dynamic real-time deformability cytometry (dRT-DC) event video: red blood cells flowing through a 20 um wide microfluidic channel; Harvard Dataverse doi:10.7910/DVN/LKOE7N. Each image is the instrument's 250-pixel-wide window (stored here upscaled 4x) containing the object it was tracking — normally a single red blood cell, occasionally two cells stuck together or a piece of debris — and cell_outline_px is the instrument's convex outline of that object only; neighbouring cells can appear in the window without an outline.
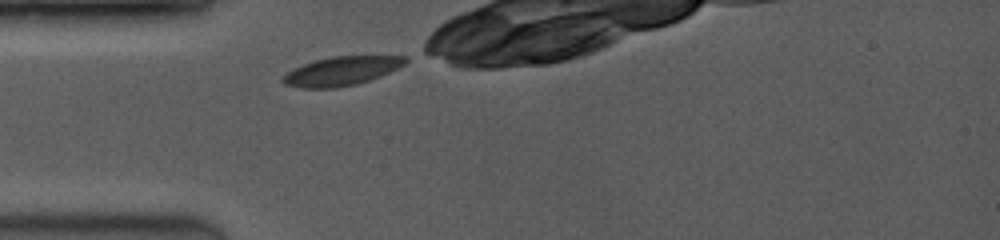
{"species": "common noctule bat (a hibernating species)", "species_latin": "Nyctalus noctula", "temperature_condition": "room temperature", "stored_images_in_passage": 31, "camera_frame_rate_fps": 3500, "um_per_image_px": 0.085, "animal": {"sex": "female", "body_mass_g": 19.0, "forearm_length_mm": 53.3}, "frame": {"image": 1, "passage_image": 1, "time_ms": 0.0, "image_size_px": [1000, 240], "cell_outline_px": [[408, 60], [404, 64], [380, 76], [356, 84], [336, 88], [300, 88], [284, 84], [280, 80], [288, 72], [304, 64], [316, 60], [332, 56], [408, 56]], "centroid_in_image_um": [29.01, 6.04], "position_along_channel_um": 56.0, "area_um2": 20.35}}
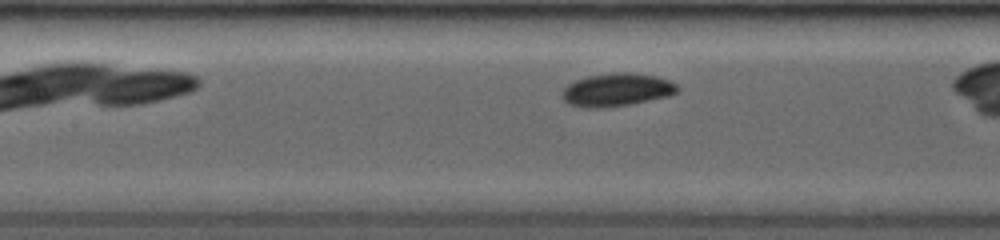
{"frame": {"image": 2, "passage_image": 11, "time_ms": 2.571, "image_size_px": [1000, 240], "cell_outline_px": [[680, 88], [676, 92], [668, 96], [628, 104], [600, 108], [580, 108], [568, 104], [564, 100], [564, 88], [568, 84], [576, 80], [588, 76], [612, 72], [628, 72], [656, 76], [668, 80], [676, 84]], "centroid_in_image_um": [52.41, 7.63], "position_along_channel_um": 155.0, "area_um2": 22.02}}
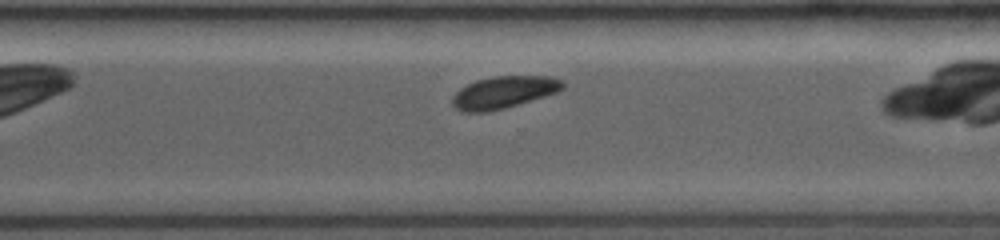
{"frame": {"image": 3, "passage_image": 24, "time_ms": 6.857, "image_size_px": [1000, 240], "cell_outline_px": [[564, 88], [556, 92], [544, 96], [504, 108], [488, 112], [460, 112], [452, 104], [452, 96], [460, 88], [476, 80], [492, 76], [552, 76], [564, 80]], "centroid_in_image_um": [42.8, 7.84], "position_along_channel_um": 327.8, "area_um2": 20.69}}